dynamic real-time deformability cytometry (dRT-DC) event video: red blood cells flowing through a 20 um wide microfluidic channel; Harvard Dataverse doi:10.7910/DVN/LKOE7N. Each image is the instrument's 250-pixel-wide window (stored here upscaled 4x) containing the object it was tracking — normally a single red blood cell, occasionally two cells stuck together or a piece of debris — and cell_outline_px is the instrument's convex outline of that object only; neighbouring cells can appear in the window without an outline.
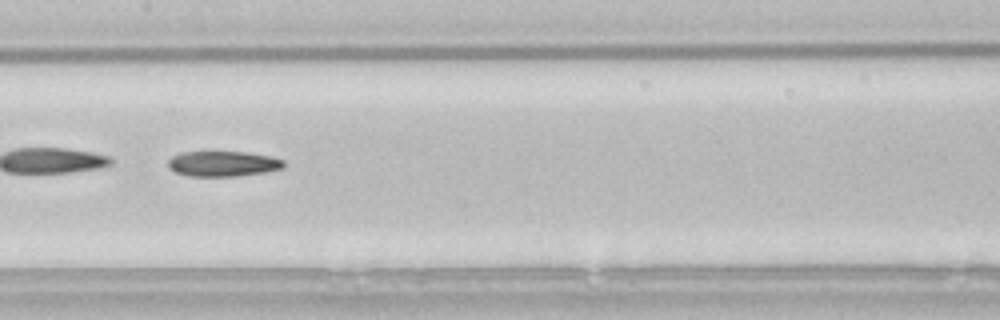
{"species": "common noctule bat (a hibernating species)", "species_latin": "Nyctalus noctula", "temperature_condition": "room temperature", "stored_images_in_passage": 52, "camera_frame_rate_fps": 3000, "um_per_image_px": 0.085, "animal": {"sex": "male", "body_mass_g": 21.5, "forearm_length_mm": 52.0}, "frame": {"image": 1, "passage_image": 26, "time_ms": 8.333, "image_size_px": [1000, 320], "cell_outline_px": [[284, 168], [264, 172], [240, 176], [188, 176], [176, 172], [168, 168], [168, 160], [172, 156], [180, 152], [248, 152], [272, 156], [284, 160]], "centroid_in_image_um": [18.96, 13.91], "position_along_channel_um": 188.4, "area_um2": 17.22}}